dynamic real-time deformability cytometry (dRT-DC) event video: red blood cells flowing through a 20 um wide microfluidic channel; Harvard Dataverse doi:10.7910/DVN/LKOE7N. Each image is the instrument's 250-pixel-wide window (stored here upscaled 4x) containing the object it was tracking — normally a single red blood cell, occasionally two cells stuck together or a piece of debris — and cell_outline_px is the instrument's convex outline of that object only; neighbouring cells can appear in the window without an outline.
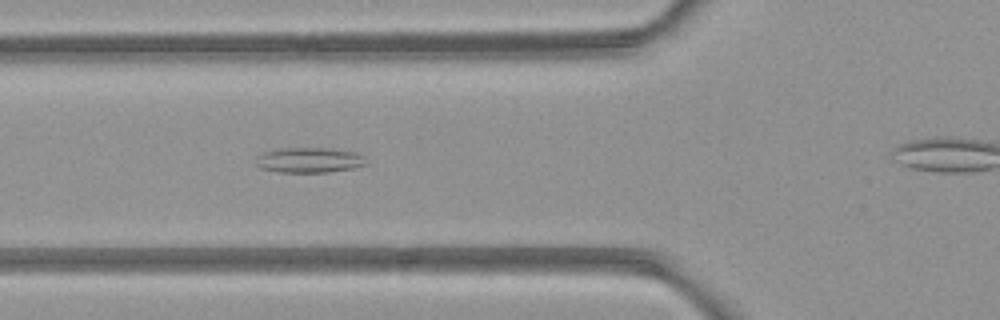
{"species": "common noctule bat (a hibernating species)", "species_latin": "Nyctalus noctula", "temperature_condition": "room temperature", "stored_images_in_passage": 4, "camera_frame_rate_fps": 3000, "um_per_image_px": 0.085, "animal": {"sex": "female", "body_mass_g": 21.9}, "frame": {"image": 1, "passage_image": 3, "time_ms": 2.333, "image_size_px": [1000, 320], "cell_outline_px": [[368, 164], [352, 168], [328, 172], [280, 172], [260, 168], [256, 164], [260, 156], [264, 152], [280, 148], [328, 148], [356, 152], [364, 156]], "centroid_in_image_um": [26.34, 13.6], "position_along_channel_um": 99.5, "area_um2": 16.07}}